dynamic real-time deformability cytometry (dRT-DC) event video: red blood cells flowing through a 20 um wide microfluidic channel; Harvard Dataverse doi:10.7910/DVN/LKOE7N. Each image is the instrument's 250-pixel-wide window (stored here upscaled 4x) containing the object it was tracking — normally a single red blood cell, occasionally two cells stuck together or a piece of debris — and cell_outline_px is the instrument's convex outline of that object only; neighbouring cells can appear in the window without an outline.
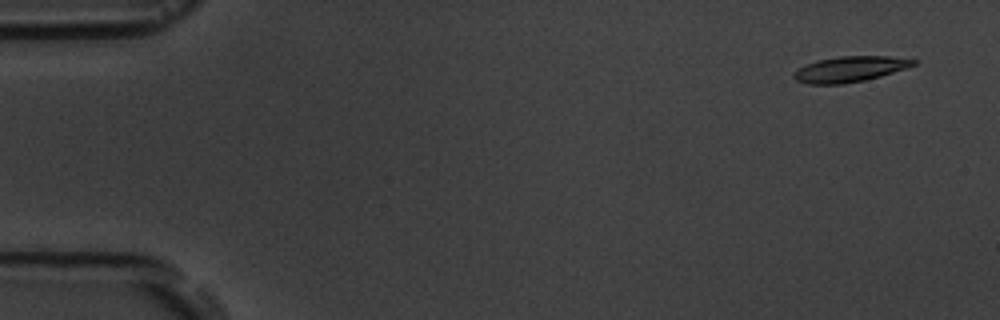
{"species": "common noctule bat (a hibernating species)", "species_latin": "Nyctalus noctula", "temperature_condition": "room temperature", "stored_images_in_passage": 4, "camera_frame_rate_fps": 3000, "um_per_image_px": 0.085, "animal": {"sex": "male", "body_mass_g": 19.5, "forearm_length_mm": 54.6}, "frame": {"image": 1, "passage_image": 1, "time_ms": 0.0, "image_size_px": [1000, 320], "cell_outline_px": [[916, 64], [880, 76], [864, 80], [844, 84], [808, 84], [796, 80], [792, 76], [792, 72], [816, 60], [840, 56], [888, 56], [916, 60]], "centroid_in_image_um": [72.19, 5.88], "position_along_channel_um": 12.8, "area_um2": 17.63}}